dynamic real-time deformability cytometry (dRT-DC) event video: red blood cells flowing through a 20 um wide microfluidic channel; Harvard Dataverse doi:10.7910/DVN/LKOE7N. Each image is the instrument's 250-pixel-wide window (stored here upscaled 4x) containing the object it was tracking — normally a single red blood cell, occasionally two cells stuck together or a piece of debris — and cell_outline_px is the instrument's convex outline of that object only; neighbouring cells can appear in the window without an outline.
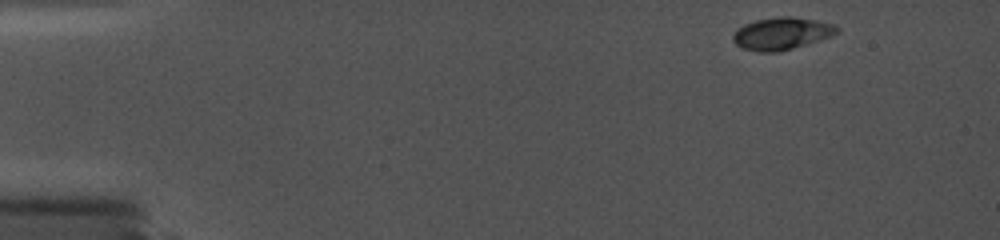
{"species": "common noctule bat (a hibernating species)", "species_latin": "Nyctalus noctula", "temperature_condition": "cold", "stored_images_in_passage": 70, "camera_frame_rate_fps": 5000, "um_per_image_px": 0.085, "animal": {"sex": "female", "body_mass_g": 19.0, "forearm_length_mm": 56.7}, "frame": {"image": 1, "passage_image": 1, "time_ms": 0.0, "image_size_px": [1000, 240], "cell_outline_px": [[840, 28], [832, 36], [808, 44], [780, 52], [760, 52], [740, 48], [732, 40], [732, 36], [740, 28], [756, 20], [812, 20], [828, 24]], "centroid_in_image_um": [66.4, 2.95], "position_along_channel_um": 18.6, "area_um2": 18.26}}
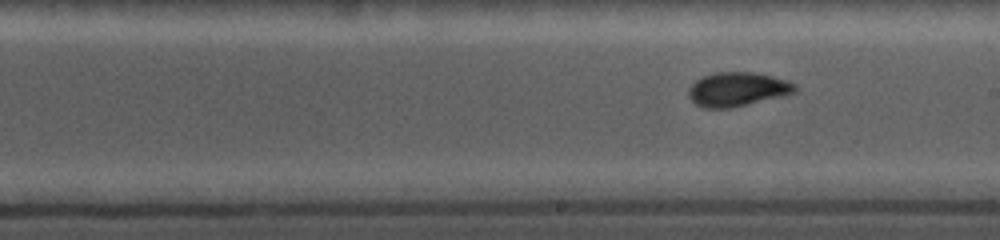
{"frame": {"image": 2, "passage_image": 40, "time_ms": 8.4, "image_size_px": [1000, 240], "cell_outline_px": [[796, 92], [784, 96], [732, 108], [704, 108], [696, 104], [688, 96], [688, 88], [696, 80], [704, 76], [716, 72], [756, 72], [772, 76], [796, 84]], "centroid_in_image_um": [62.68, 7.59], "position_along_channel_um": 226.3, "area_um2": 21.21}}
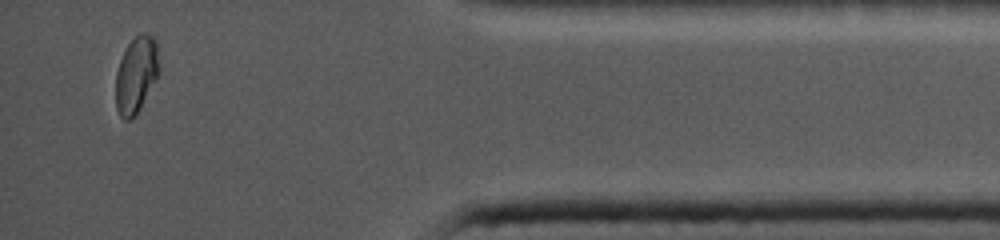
{"frame": {"image": 3, "passage_image": 67, "time_ms": 14.2, "image_size_px": [1000, 240], "cell_outline_px": [[160, 72], [140, 108], [132, 120], [124, 120], [120, 116], [116, 108], [116, 72], [120, 60], [128, 44], [140, 32], [148, 32], [156, 40]], "centroid_in_image_um": [11.59, 6.34], "position_along_channel_um": 423.6, "area_um2": 19.42}}